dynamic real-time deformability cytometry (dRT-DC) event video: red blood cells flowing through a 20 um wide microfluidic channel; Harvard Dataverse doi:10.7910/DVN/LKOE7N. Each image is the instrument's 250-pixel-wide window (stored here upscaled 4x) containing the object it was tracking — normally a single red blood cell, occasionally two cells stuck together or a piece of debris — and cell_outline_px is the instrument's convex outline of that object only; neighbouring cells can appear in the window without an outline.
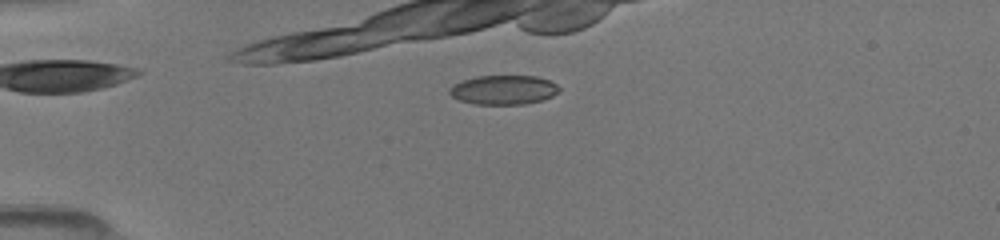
{"species": "common noctule bat (a hibernating species)", "species_latin": "Nyctalus noctula", "temperature_condition": "room temperature", "stored_images_in_passage": 9, "camera_frame_rate_fps": 3000, "um_per_image_px": 0.085, "animal": {"sex": "female", "body_mass_g": 19.5, "forearm_length_mm": 54.1}, "frame": {"image": 1, "passage_image": 8, "time_ms": 4.333, "image_size_px": [1000, 240], "cell_outline_px": [[560, 88], [552, 96], [544, 100], [524, 104], [476, 104], [460, 100], [452, 96], [448, 92], [452, 84], [476, 76], [536, 76], [548, 80], [556, 84]], "centroid_in_image_um": [42.79, 7.64], "position_along_channel_um": 42.2, "area_um2": 18.61}}